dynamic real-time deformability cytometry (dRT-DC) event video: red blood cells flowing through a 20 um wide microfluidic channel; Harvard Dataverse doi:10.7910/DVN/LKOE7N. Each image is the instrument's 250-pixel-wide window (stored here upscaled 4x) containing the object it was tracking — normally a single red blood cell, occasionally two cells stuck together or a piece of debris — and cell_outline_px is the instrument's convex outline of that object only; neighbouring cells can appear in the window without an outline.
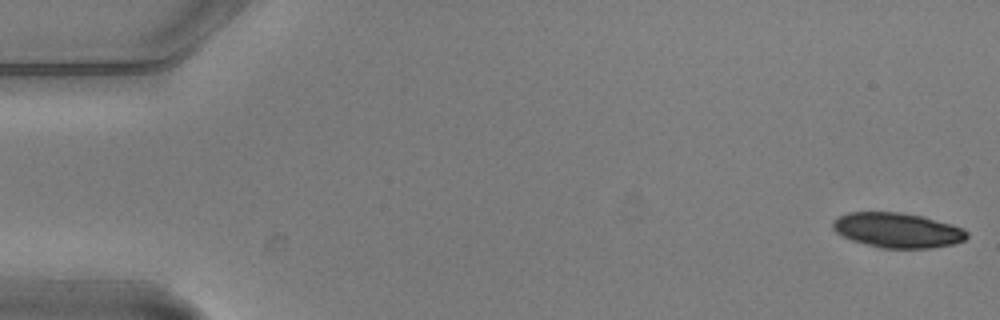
{"species": "common noctule bat (a hibernating species)", "species_latin": "Nyctalus noctula", "temperature_condition": "warm", "stored_images_in_passage": 4, "camera_frame_rate_fps": 3000, "um_per_image_px": 0.085, "animal": {"sex": "male", "body_mass_g": 20.5, "forearm_length_mm": 52.5}, "frame": {"image": 1, "passage_image": 1, "time_ms": 0.0, "image_size_px": [1000, 320], "cell_outline_px": [[968, 236], [964, 240], [952, 244], [932, 248], [880, 248], [852, 240], [840, 236], [832, 228], [832, 220], [848, 212], [900, 212], [920, 216], [952, 224], [964, 228], [968, 232]], "centroid_in_image_um": [76.26, 19.57], "position_along_channel_um": 8.7, "area_um2": 27.34}}
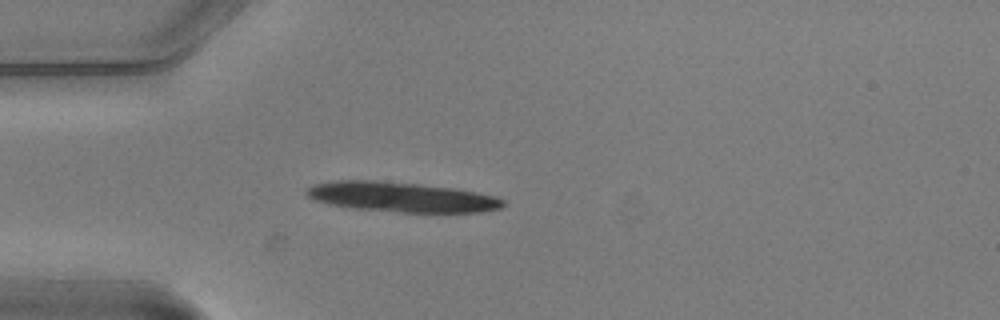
{"frame": {"image": 2, "passage_image": 4, "time_ms": 1.0, "image_size_px": [1000, 320], "cell_outline_px": [[508, 204], [500, 208], [480, 212], [400, 212], [356, 208], [332, 204], [316, 200], [308, 196], [304, 192], [312, 184], [332, 180], [376, 180], [420, 184], [456, 188], [496, 196], [504, 200]], "centroid_in_image_um": [34.16, 16.73], "position_along_channel_um": 50.8, "area_um2": 34.28}}